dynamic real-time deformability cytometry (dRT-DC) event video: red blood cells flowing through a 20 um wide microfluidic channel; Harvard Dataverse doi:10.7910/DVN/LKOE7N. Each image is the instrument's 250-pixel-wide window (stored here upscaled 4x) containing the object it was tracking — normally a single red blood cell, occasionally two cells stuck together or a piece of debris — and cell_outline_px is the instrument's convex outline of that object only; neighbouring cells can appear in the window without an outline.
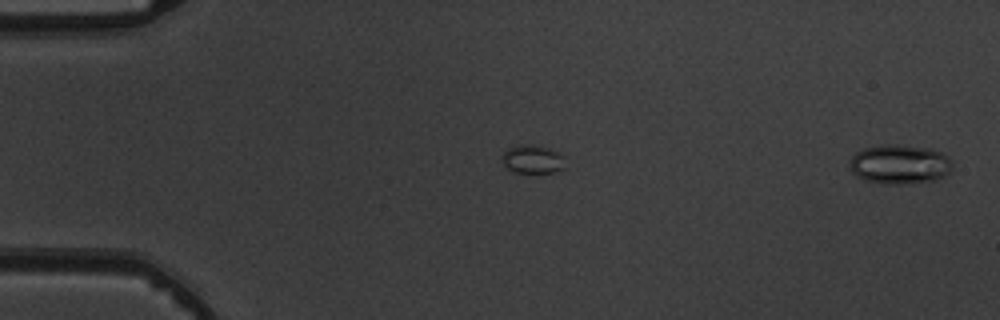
{"species": "common noctule bat (a hibernating species)", "species_latin": "Nyctalus noctula", "temperature_condition": "warm", "stored_images_in_passage": 3, "segment_of_instrument_passage": [2, 2], "camera_frame_rate_fps": 3000, "um_per_image_px": 0.085, "animal": {"sex": "male", "body_mass_g": 19.5, "forearm_length_mm": 54.6}, "frame": {"image": 1, "passage_image": 3, "time_ms": 2.333, "image_size_px": [1000, 320], "cell_outline_px": [[952, 168], [944, 176], [936, 180], [896, 184], [884, 184], [868, 180], [856, 176], [848, 168], [852, 156], [856, 152], [864, 148], [884, 144], [896, 144], [932, 148], [948, 156], [952, 160]], "centroid_in_image_um": [76.47, 13.95], "position_along_channel_um": 8.5, "area_um2": 23.7}}